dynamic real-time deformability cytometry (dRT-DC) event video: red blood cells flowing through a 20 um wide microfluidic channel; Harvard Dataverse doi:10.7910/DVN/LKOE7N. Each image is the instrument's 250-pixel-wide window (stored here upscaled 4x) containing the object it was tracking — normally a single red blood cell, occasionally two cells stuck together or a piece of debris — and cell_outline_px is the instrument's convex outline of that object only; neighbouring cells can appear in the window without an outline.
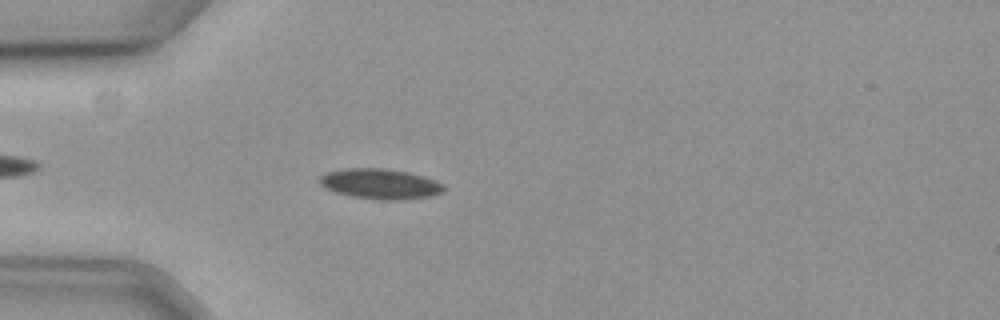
{"species": "common noctule bat (a hibernating species)", "species_latin": "Nyctalus noctula", "temperature_condition": "cold", "stored_images_in_passage": 48, "camera_frame_rate_fps": 3000, "um_per_image_px": 0.085, "animal": {"sex": "female", "body_mass_g": 19.3, "forearm_length_mm": 54.1}, "frame": {"image": 1, "passage_image": 7, "time_ms": 2.0, "image_size_px": [1000, 320], "cell_outline_px": [[444, 188], [440, 192], [428, 196], [404, 200], [380, 200], [352, 196], [336, 192], [320, 184], [320, 176], [328, 172], [344, 168], [384, 168], [408, 172], [424, 176], [436, 180], [444, 184]], "centroid_in_image_um": [32.34, 15.62], "position_along_channel_um": 52.7, "area_um2": 21.73}}
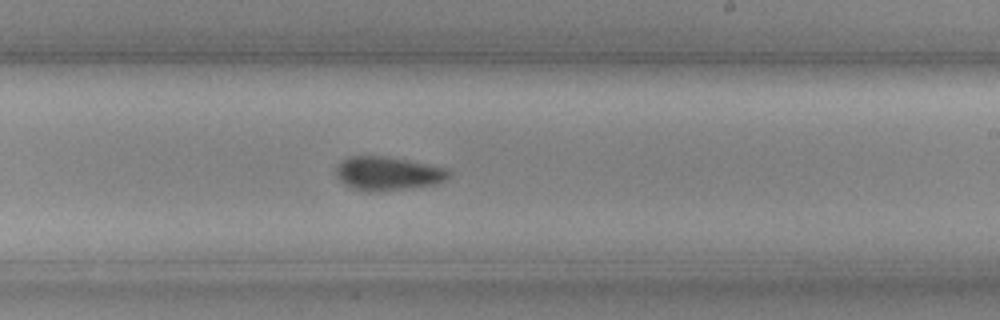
{"frame": {"image": 2, "passage_image": 25, "time_ms": 8.0, "image_size_px": [1000, 320], "cell_outline_px": [[452, 172], [444, 180], [432, 184], [408, 188], [376, 192], [368, 192], [352, 188], [340, 180], [336, 176], [336, 168], [348, 156], [384, 156], [408, 160], [448, 168]], "centroid_in_image_um": [32.96, 14.74], "position_along_channel_um": 256.0, "area_um2": 21.96}}
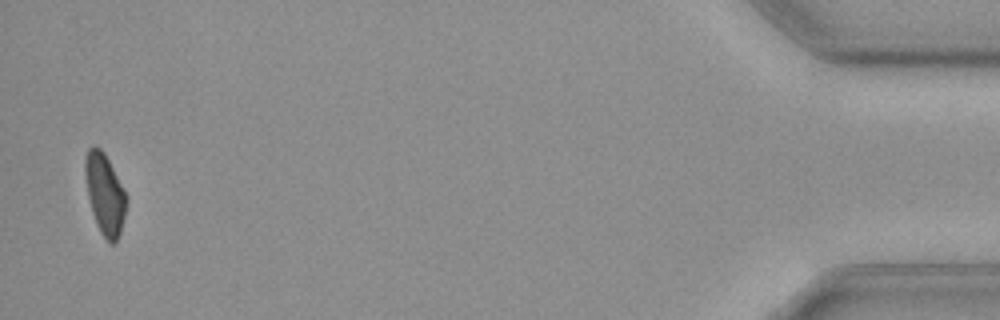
{"frame": {"image": 3, "passage_image": 47, "time_ms": 15.333, "image_size_px": [1000, 320], "cell_outline_px": [[128, 200], [124, 220], [116, 244], [108, 244], [100, 232], [96, 224], [92, 212], [88, 196], [84, 172], [84, 160], [88, 148], [92, 144], [96, 144], [104, 152], [128, 196]], "centroid_in_image_um": [8.92, 16.5], "position_along_channel_um": 426.3, "area_um2": 19.88}}